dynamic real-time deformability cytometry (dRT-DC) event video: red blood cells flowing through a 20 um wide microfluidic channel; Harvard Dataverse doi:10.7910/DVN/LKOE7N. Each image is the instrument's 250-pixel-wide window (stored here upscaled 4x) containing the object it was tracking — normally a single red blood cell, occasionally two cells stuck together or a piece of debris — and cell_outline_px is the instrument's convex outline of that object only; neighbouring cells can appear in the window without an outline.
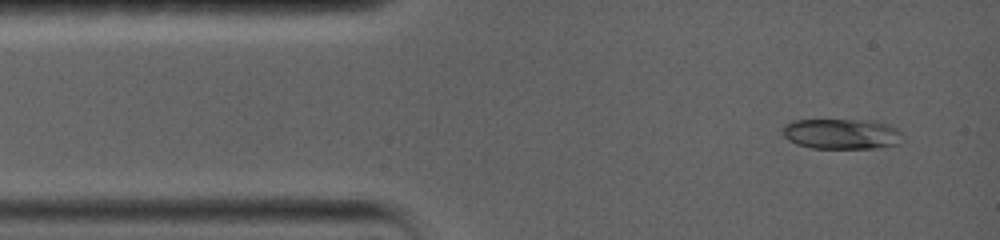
{"species": "common noctule bat (a hibernating species)", "species_latin": "Nyctalus noctula", "temperature_condition": "warm", "stored_images_in_passage": 39, "camera_frame_rate_fps": 5000, "um_per_image_px": 0.085, "animal": {"sex": "female", "body_mass_g": 19.0, "forearm_length_mm": 56.7}, "frame": {"image": 1, "passage_image": 2, "time_ms": 0.6, "image_size_px": [1000, 240], "cell_outline_px": [[904, 136], [900, 144], [876, 148], [812, 148], [796, 144], [788, 140], [784, 136], [784, 124], [792, 120], [876, 120], [888, 124], [896, 128]], "centroid_in_image_um": [71.58, 11.38], "position_along_channel_um": 13.4, "area_um2": 21.5}}
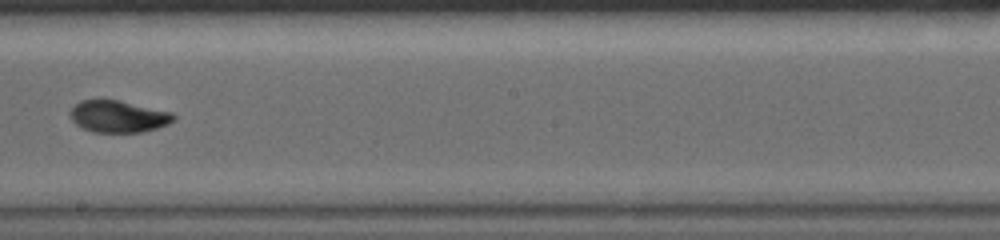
{"frame": {"image": 2, "passage_image": 17, "time_ms": 8.4, "image_size_px": [1000, 240], "cell_outline_px": [[176, 116], [168, 124], [156, 128], [140, 132], [92, 132], [76, 124], [72, 120], [68, 112], [80, 100], [120, 100], [172, 112]], "centroid_in_image_um": [10.04, 9.89], "position_along_channel_um": 238.2, "area_um2": 19.13}}
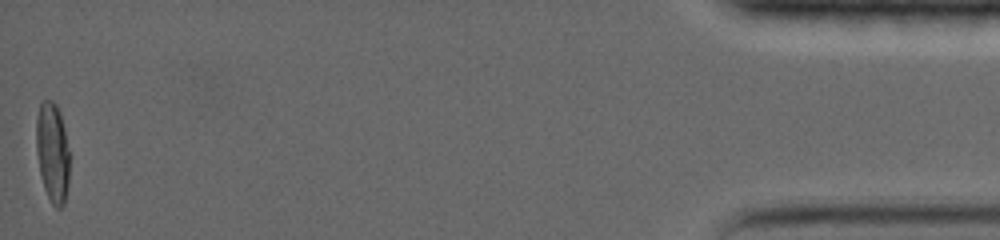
{"frame": {"image": 3, "passage_image": 39, "time_ms": 17.6, "image_size_px": [1000, 240], "cell_outline_px": [[68, 184], [64, 204], [60, 208], [56, 208], [52, 204], [44, 188], [40, 172], [36, 152], [36, 116], [40, 100], [52, 100], [56, 104], [60, 112], [64, 128], [68, 152]], "centroid_in_image_um": [4.43, 12.91], "position_along_channel_um": 430.8, "area_um2": 19.36}}